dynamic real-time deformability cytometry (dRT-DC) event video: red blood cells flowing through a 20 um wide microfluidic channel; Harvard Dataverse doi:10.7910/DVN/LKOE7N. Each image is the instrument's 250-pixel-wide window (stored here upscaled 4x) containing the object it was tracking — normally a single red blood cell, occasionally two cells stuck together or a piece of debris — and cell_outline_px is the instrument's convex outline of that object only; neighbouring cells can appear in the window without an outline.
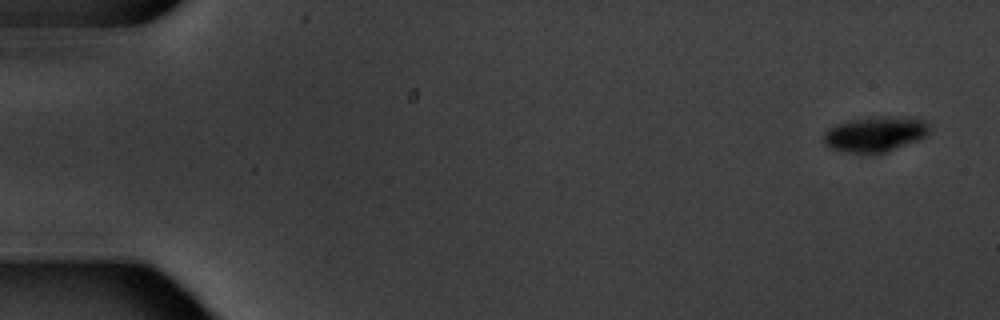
{"species": "common noctule bat (a hibernating species)", "species_latin": "Nyctalus noctula", "temperature_condition": "warm", "stored_images_in_passage": 7, "camera_frame_rate_fps": 3000, "um_per_image_px": 0.085, "animal": {"sex": "male", "body_mass_g": 20.1, "forearm_length_mm": 53.5}, "frame": {"image": 1, "passage_image": 1, "time_ms": 0.0, "image_size_px": [1000, 320], "cell_outline_px": [[928, 136], [920, 140], [888, 152], [844, 152], [832, 148], [824, 144], [824, 132], [828, 128], [836, 124], [852, 120], [872, 116], [912, 116], [924, 120], [928, 124]], "centroid_in_image_um": [74.44, 11.38], "position_along_channel_um": 10.6, "area_um2": 22.02}}
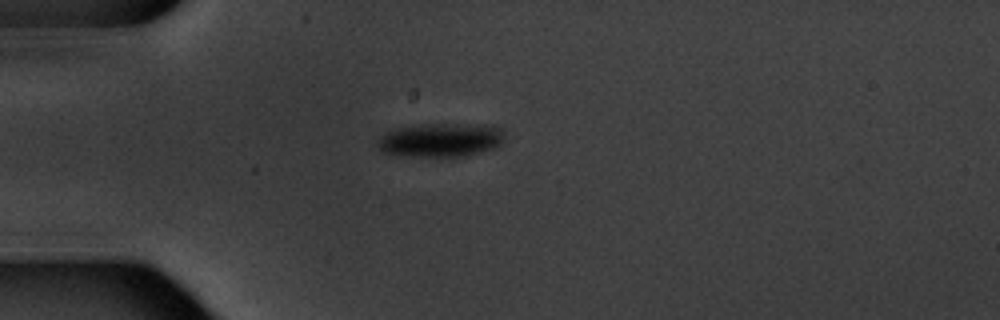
{"frame": {"image": 2, "passage_image": 5, "time_ms": 4.667, "image_size_px": [1000, 320], "cell_outline_px": [[504, 140], [496, 148], [464, 156], [412, 156], [380, 152], [376, 144], [376, 140], [380, 136], [392, 128], [420, 124], [492, 124], [500, 128], [504, 132]], "centroid_in_image_um": [37.45, 11.88], "position_along_channel_um": 47.6, "area_um2": 25.49}}
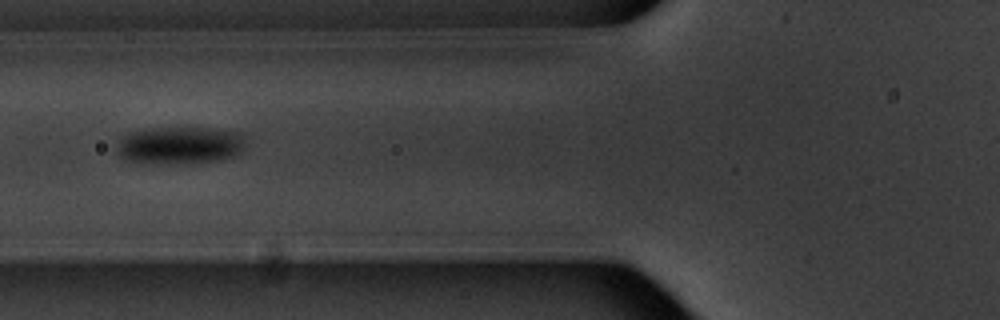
{"frame": {"image": 3, "passage_image": 7, "time_ms": 7.0, "image_size_px": [1000, 320], "cell_outline_px": [[244, 152], [236, 156], [224, 160], [196, 164], [140, 164], [124, 160], [116, 152], [116, 144], [128, 132], [152, 128], [208, 128], [244, 132]], "centroid_in_image_um": [15.31, 12.39], "position_along_channel_um": 110.5, "area_um2": 29.36}}